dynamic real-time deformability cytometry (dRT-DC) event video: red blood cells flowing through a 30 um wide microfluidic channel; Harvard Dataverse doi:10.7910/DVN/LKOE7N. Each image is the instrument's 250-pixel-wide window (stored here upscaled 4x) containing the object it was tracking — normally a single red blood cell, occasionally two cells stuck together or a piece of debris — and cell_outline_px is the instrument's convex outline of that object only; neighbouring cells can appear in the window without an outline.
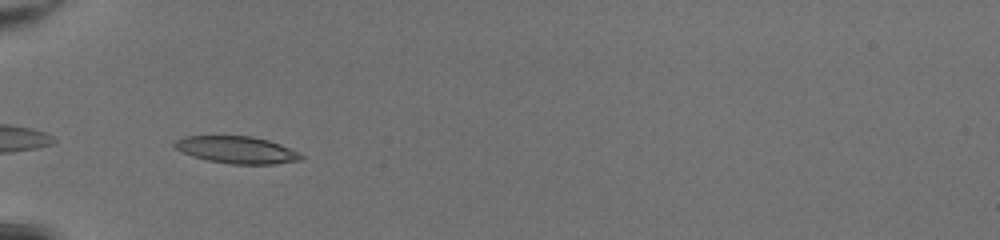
{"species": "common noctule bat (a hibernating species)", "species_latin": "Nyctalus noctula", "temperature_condition": "room temperature", "stored_images_in_passage": 31, "camera_frame_rate_fps": 3000, "um_per_image_px": 0.085, "animal": {"sex": "female", "body_mass_g": 20.0, "forearm_length_mm": 54.0}, "frame": {"image": 1, "passage_image": 2, "time_ms": 0.333, "image_size_px": [1000, 240], "cell_outline_px": [[304, 156], [300, 160], [276, 164], [232, 164], [208, 160], [192, 156], [176, 148], [172, 144], [176, 140], [184, 136], [252, 136], [268, 140], [280, 144], [300, 152]], "centroid_in_image_um": [20.15, 12.73], "position_along_channel_um": 64.8, "area_um2": 19.94}}
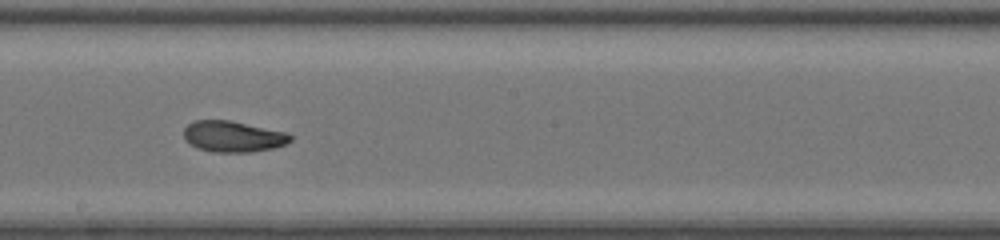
{"frame": {"image": 2, "passage_image": 14, "time_ms": 4.333, "image_size_px": [1000, 240], "cell_outline_px": [[292, 140], [284, 144], [272, 148], [252, 152], [212, 152], [196, 148], [184, 140], [184, 128], [188, 124], [196, 120], [228, 120], [284, 132], [292, 136]], "centroid_in_image_um": [19.75, 11.61], "position_along_channel_um": 228.5, "area_um2": 19.13}}
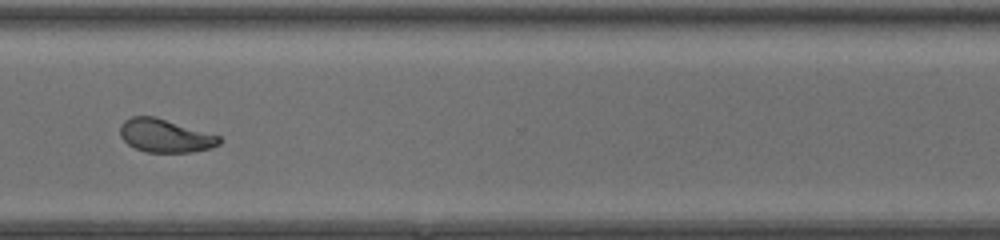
{"frame": {"image": 3, "passage_image": 23, "time_ms": 7.333, "image_size_px": [1000, 240], "cell_outline_px": [[220, 144], [212, 148], [192, 152], [144, 152], [128, 144], [120, 136], [120, 124], [124, 120], [132, 116], [156, 116], [220, 136]], "centroid_in_image_um": [14.03, 11.53], "position_along_channel_um": 356.6, "area_um2": 19.31}, "authors_computed_cell_mechanics": {"area_um2": 19.8832, "velocity_mm_per_s": 4.2791, "shape_relaxation_time_tau1_ms": 5.3308, "shape_relaxation_time_tau2_ms": 1.6538, "deformation_change_tau1": 0.1705, "deformation_change_tau2": 0.0721}}